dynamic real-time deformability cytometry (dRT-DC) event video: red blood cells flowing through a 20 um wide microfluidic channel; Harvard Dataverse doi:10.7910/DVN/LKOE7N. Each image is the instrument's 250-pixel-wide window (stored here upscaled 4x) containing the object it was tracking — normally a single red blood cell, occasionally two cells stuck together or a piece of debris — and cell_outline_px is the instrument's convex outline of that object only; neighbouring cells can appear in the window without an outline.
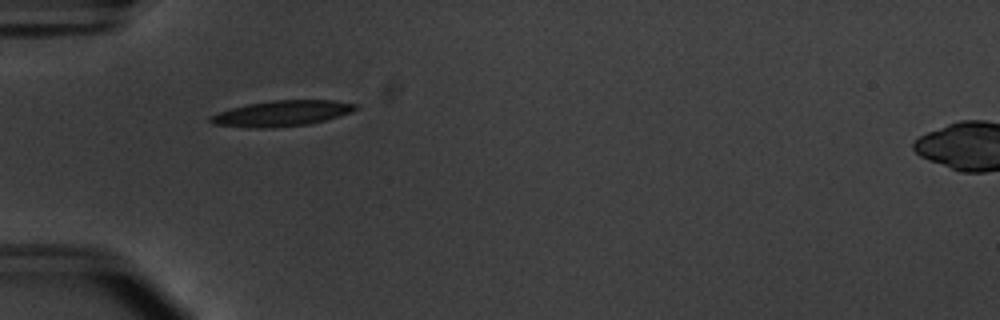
{"species": "common noctule bat (a hibernating species)", "species_latin": "Nyctalus noctula", "temperature_condition": "warm", "stored_images_in_passage": 37, "camera_frame_rate_fps": 3000, "um_per_image_px": 0.085, "animal": {"sex": "male", "body_mass_g": 20.1, "forearm_length_mm": 53.5}, "frame": {"image": 1, "passage_image": 2, "time_ms": 0.333, "image_size_px": [1000, 320], "cell_outline_px": [[356, 108], [352, 112], [340, 116], [308, 124], [272, 128], [248, 128], [212, 124], [208, 120], [208, 116], [216, 112], [248, 104], [272, 100], [336, 100], [356, 104]], "centroid_in_image_um": [23.9, 9.64], "position_along_channel_um": 61.1, "area_um2": 21.85}}
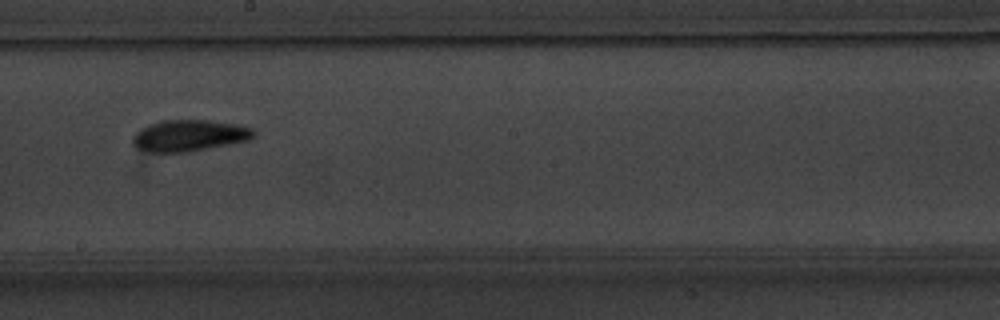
{"frame": {"image": 2, "passage_image": 16, "time_ms": 5.0, "image_size_px": [1000, 320], "cell_outline_px": [[256, 136], [248, 140], [188, 152], [148, 152], [136, 148], [132, 144], [132, 136], [140, 128], [148, 124], [164, 120], [208, 120], [236, 124], [252, 128], [256, 132]], "centroid_in_image_um": [16.05, 11.52], "position_along_channel_um": 232.1, "area_um2": 22.25}}
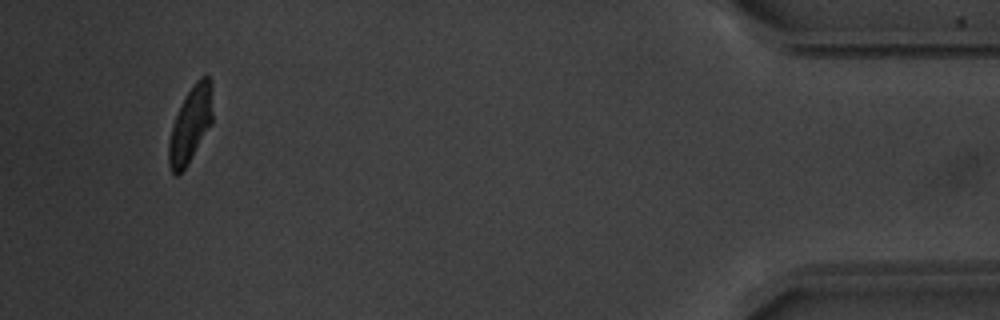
{"frame": {"image": 3, "passage_image": 36, "time_ms": 11.667, "image_size_px": [1000, 320], "cell_outline_px": [[212, 124], [188, 164], [176, 176], [172, 172], [168, 164], [168, 140], [172, 124], [188, 92], [196, 80], [200, 76], [208, 76], [212, 80]], "centroid_in_image_um": [16.2, 10.59], "position_along_channel_um": 419.0, "area_um2": 19.42}, "authors_computed_cell_mechanics": {"area_um2": 21.097, "velocity_mm_per_s": 3.7634, "shape_relaxation_time_tau1_ms": 2.8324, "shape_relaxation_time_tau2_ms": 3.1264, "deformation_change_tau1": 0.1518, "deformation_change_tau2": 0.09}}